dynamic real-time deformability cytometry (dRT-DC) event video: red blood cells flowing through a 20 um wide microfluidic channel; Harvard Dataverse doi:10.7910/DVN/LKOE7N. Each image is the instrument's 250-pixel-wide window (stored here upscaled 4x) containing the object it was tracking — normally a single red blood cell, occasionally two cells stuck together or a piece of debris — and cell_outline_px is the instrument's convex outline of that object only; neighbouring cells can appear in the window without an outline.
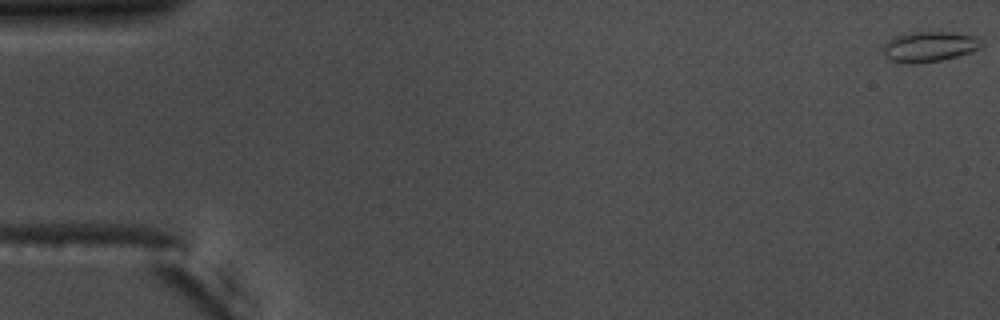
{"species": "common noctule bat (a hibernating species)", "species_latin": "Nyctalus noctula", "temperature_condition": "warm", "stored_images_in_passage": 14, "camera_frame_rate_fps": 3000, "um_per_image_px": 0.085, "animal": {"sex": "male", "body_mass_g": 17.5, "forearm_length_mm": 52.3}, "frame": {"image": 1, "passage_image": 1, "time_ms": 0.0, "image_size_px": [1000, 320], "cell_outline_px": [[984, 44], [980, 48], [972, 52], [940, 60], [888, 60], [884, 56], [884, 44], [888, 40], [896, 36], [916, 32], [948, 32], [976, 36]], "centroid_in_image_um": [79.06, 3.91], "position_along_channel_um": 5.9, "area_um2": 16.47}}